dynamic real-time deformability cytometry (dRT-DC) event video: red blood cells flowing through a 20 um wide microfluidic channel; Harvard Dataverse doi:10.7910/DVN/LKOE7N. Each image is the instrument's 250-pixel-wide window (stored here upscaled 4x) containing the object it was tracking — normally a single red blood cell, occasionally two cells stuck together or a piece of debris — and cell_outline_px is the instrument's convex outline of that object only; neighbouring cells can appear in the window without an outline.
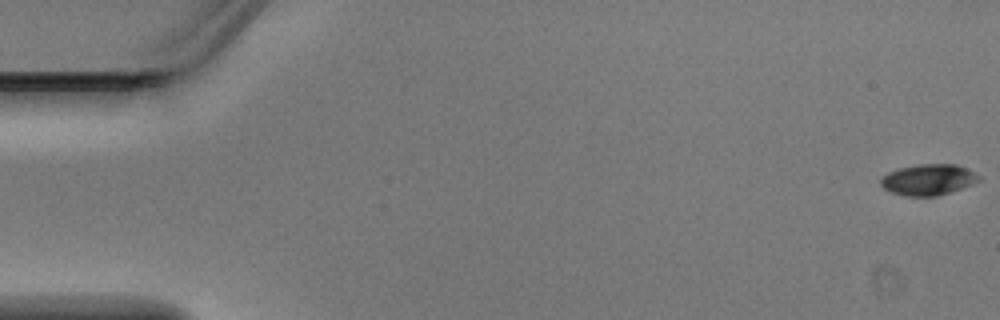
{"species": "Egyptian fruit bat (a non-hibernating species)", "species_latin": "Rousettus aegyptiacus", "temperature_condition": "warm", "stored_images_in_passage": 6, "camera_frame_rate_fps": 3000, "um_per_image_px": 0.085, "animal": {"sex": "male"}, "frame": {"image": 1, "passage_image": 1, "time_ms": 0.0, "image_size_px": [1000, 320], "cell_outline_px": [[980, 180], [972, 184], [936, 196], [904, 196], [892, 192], [884, 188], [880, 184], [880, 180], [888, 172], [900, 168], [916, 164], [956, 164], [980, 176]], "centroid_in_image_um": [78.87, 15.27], "position_along_channel_um": 6.1, "area_um2": 17.46}}
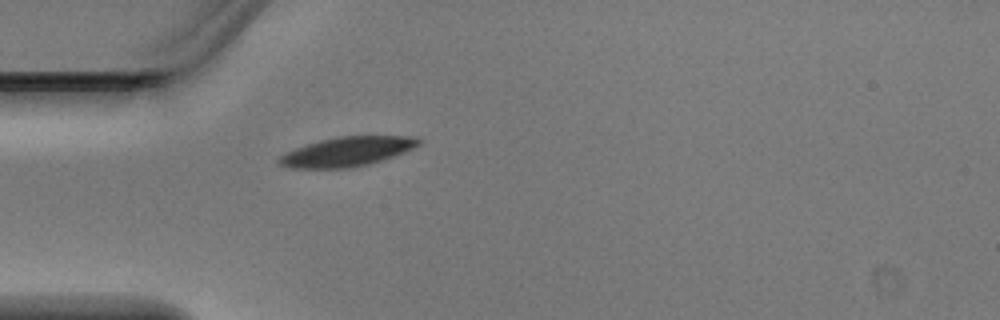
{"frame": {"image": 2, "passage_image": 6, "time_ms": 1.667, "image_size_px": [1000, 320], "cell_outline_px": [[420, 144], [404, 152], [368, 164], [348, 168], [288, 168], [280, 164], [276, 160], [284, 152], [320, 140], [340, 136], [416, 136], [420, 140]], "centroid_in_image_um": [29.47, 12.88], "position_along_channel_um": 55.5, "area_um2": 23.7}}